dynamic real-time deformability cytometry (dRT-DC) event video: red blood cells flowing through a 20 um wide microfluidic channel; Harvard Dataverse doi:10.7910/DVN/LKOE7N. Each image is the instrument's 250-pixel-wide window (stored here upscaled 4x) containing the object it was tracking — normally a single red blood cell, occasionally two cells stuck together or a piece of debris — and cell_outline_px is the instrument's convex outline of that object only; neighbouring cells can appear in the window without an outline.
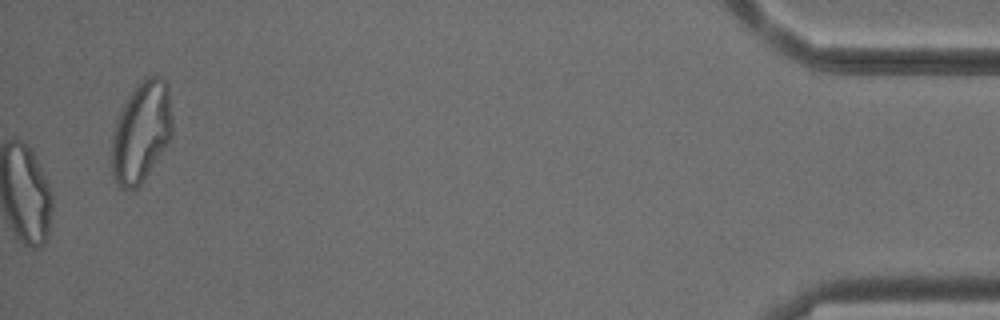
{"species": "common noctule bat (a hibernating species)", "species_latin": "Nyctalus noctula", "temperature_condition": "cold", "stored_images_in_passage": 38, "camera_frame_rate_fps": 3000, "um_per_image_px": 0.085, "animal": {"sex": "male", "body_mass_g": 18.8}, "frame": {"image": 1, "passage_image": 38, "time_ms": 12.333, "image_size_px": [1000, 320], "cell_outline_px": [[172, 136], [144, 180], [136, 188], [124, 188], [116, 184], [112, 176], [112, 140], [116, 124], [120, 112], [128, 96], [144, 76], [164, 76], [168, 84], [172, 124]], "centroid_in_image_um": [12.02, 11.19], "position_along_channel_um": 423.2, "area_um2": 35.37}, "authors_computed_cell_mechanics": {"area_um2": 24.565, "velocity_mm_per_s": 3.8788, "shape_relaxation_time_tau1_ms": null, "shape_relaxation_time_tau2_ms": 1.7198, "deformation_change_tau1": null, "deformation_change_tau2": 0.0868}}